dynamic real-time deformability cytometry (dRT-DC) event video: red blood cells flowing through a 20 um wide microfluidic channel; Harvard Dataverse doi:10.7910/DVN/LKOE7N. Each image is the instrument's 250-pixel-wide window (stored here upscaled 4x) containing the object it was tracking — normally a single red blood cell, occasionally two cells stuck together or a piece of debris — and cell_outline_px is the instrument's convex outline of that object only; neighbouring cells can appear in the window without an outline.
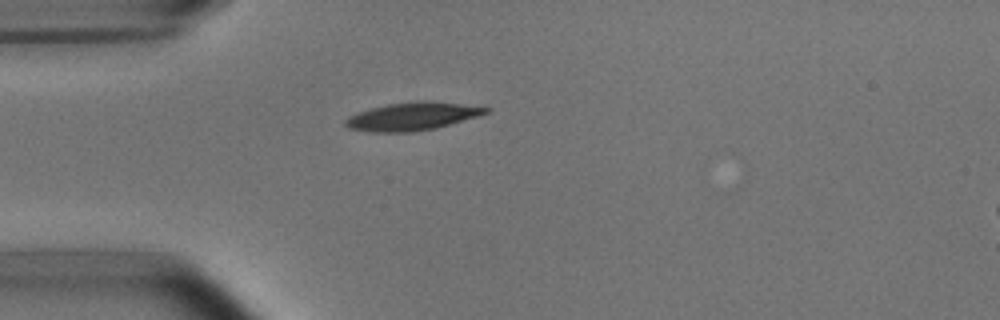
{"species": "common noctule bat (a hibernating species)", "species_latin": "Nyctalus noctula", "temperature_condition": "room temperature", "stored_images_in_passage": 40, "camera_frame_rate_fps": 3000, "um_per_image_px": 0.085, "animal": {"sex": "male", "body_mass_g": 15.6}, "frame": {"image": 1, "passage_image": 1, "time_ms": 0.0, "image_size_px": [1000, 320], "cell_outline_px": [[492, 108], [488, 112], [476, 116], [436, 128], [412, 132], [372, 132], [348, 128], [344, 124], [344, 120], [348, 116], [372, 108], [388, 104], [416, 100], [424, 100], [460, 104]], "centroid_in_image_um": [35.01, 9.89], "position_along_channel_um": 50.0, "area_um2": 22.66}}
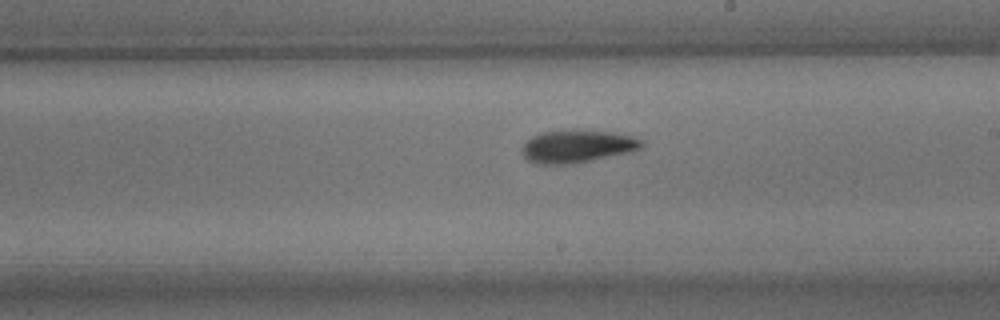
{"frame": {"image": 2, "passage_image": 17, "time_ms": 5.333, "image_size_px": [1000, 320], "cell_outline_px": [[644, 144], [640, 148], [632, 152], [572, 164], [536, 164], [528, 160], [520, 152], [520, 148], [532, 136], [540, 132], [612, 132], [644, 140]], "centroid_in_image_um": [49.04, 12.48], "position_along_channel_um": 240.0, "area_um2": 22.25}}
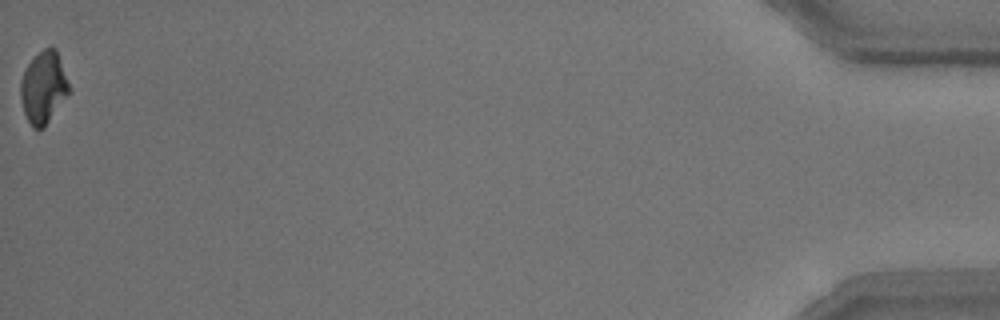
{"frame": {"image": 3, "passage_image": 40, "time_ms": 13.0, "image_size_px": [1000, 320], "cell_outline_px": [[72, 92], [44, 128], [32, 128], [24, 112], [20, 100], [20, 80], [28, 64], [44, 48], [56, 48]], "centroid_in_image_um": [3.72, 7.47], "position_along_channel_um": 431.5, "area_um2": 20.46}, "authors_computed_cell_mechanics": {"area_um2": 21.9062, "velocity_mm_per_s": 3.7391, "shape_relaxation_time_tau1_ms": 2.2987, "shape_relaxation_time_tau2_ms": 3.5724, "deformation_change_tau1": 0.1425, "deformation_change_tau2": 0.1133}}